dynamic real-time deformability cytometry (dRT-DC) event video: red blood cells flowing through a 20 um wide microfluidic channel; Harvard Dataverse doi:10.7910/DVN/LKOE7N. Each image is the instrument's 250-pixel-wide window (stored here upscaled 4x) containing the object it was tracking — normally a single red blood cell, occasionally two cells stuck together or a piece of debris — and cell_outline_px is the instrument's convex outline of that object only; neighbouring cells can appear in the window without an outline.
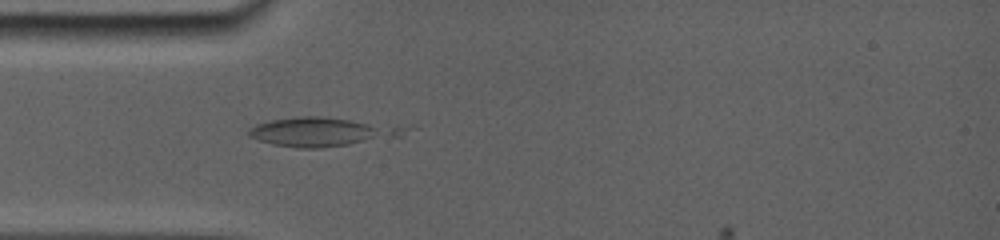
{"species": "common noctule bat (a hibernating species)", "species_latin": "Nyctalus noctula", "temperature_condition": "room temperature", "stored_images_in_passage": 40, "camera_frame_rate_fps": 5000, "um_per_image_px": 0.085, "animal": {"sex": "female", "body_mass_g": 19.0, "forearm_length_mm": 56.7}, "frame": {"image": 1, "passage_image": 7, "time_ms": 4.2, "image_size_px": [1000, 240], "cell_outline_px": [[372, 128], [356, 140], [344, 144], [312, 148], [304, 148], [276, 144], [260, 140], [252, 136], [248, 132], [252, 128], [260, 124], [272, 120], [300, 116], [316, 116], [348, 120], [364, 124]], "centroid_in_image_um": [26.29, 11.19], "position_along_channel_um": 58.7, "area_um2": 20.35}}
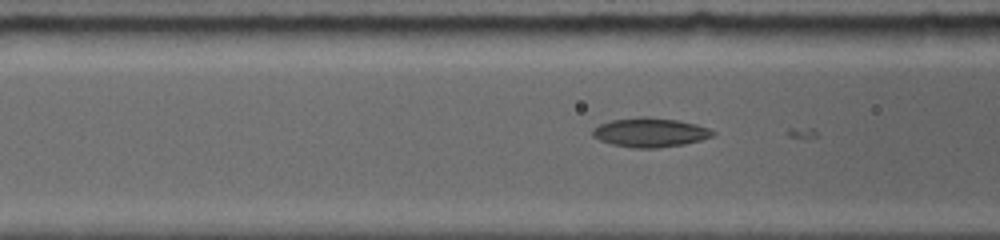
{"frame": {"image": 2, "passage_image": 11, "time_ms": 5.6, "image_size_px": [1000, 240], "cell_outline_px": [[712, 136], [700, 140], [680, 144], [652, 148], [636, 148], [612, 144], [600, 140], [592, 132], [600, 124], [612, 120], [640, 116], [644, 116], [676, 120], [696, 124], [712, 132]], "centroid_in_image_um": [55.21, 11.24], "position_along_channel_um": 111.4, "area_um2": 19.71}}